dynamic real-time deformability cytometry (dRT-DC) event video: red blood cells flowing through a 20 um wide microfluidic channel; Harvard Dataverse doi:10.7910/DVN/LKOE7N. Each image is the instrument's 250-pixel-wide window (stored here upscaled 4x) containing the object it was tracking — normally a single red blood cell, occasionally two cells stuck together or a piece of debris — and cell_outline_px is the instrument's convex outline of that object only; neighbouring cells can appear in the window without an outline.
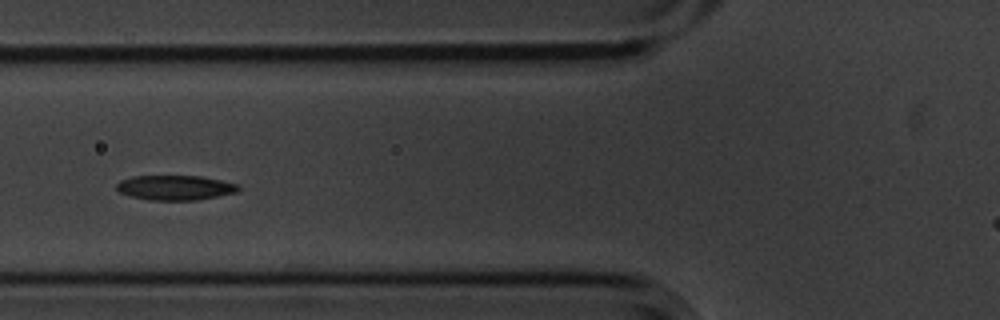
{"species": "common noctule bat (a hibernating species)", "species_latin": "Nyctalus noctula", "temperature_condition": "cold", "stored_images_in_passage": 10, "camera_frame_rate_fps": 3000, "um_per_image_px": 0.085, "animal": {"sex": "male", "body_mass_g": 20.1, "forearm_length_mm": 53.5}, "frame": {"image": 1, "passage_image": 6, "time_ms": 1.667, "image_size_px": [1000, 320], "cell_outline_px": [[240, 188], [236, 192], [196, 200], [148, 200], [132, 196], [120, 192], [116, 188], [116, 184], [120, 180], [132, 176], [200, 176], [240, 184]], "centroid_in_image_um": [14.88, 15.94], "position_along_channel_um": 110.9, "area_um2": 17.51}}
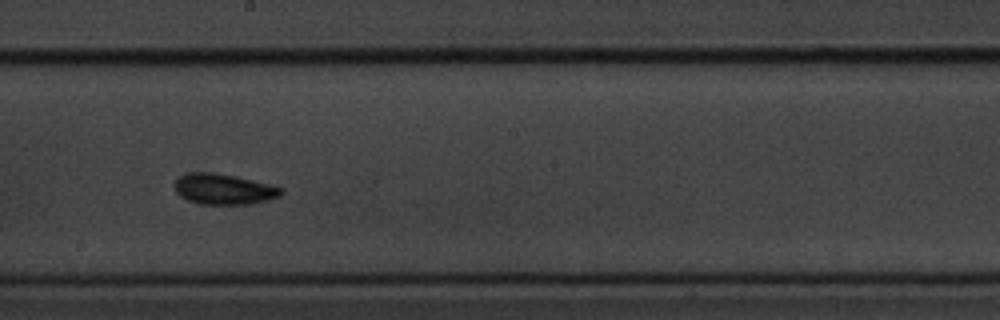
{"frame": {"image": 2, "passage_image": 9, "time_ms": 2.667, "image_size_px": [1000, 320], "cell_outline_px": [[284, 192], [280, 196], [268, 200], [252, 204], [200, 204], [188, 200], [180, 196], [176, 192], [176, 180], [180, 176], [192, 172], [212, 172], [236, 176], [284, 188]], "centroid_in_image_um": [19.05, 16.08], "position_along_channel_um": 229.1, "area_um2": 18.96}}
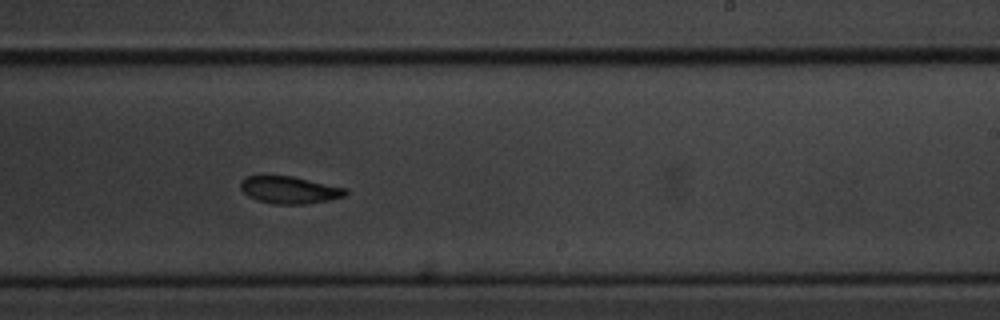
{"frame": {"image": 3, "passage_image": 10, "time_ms": 3.0, "image_size_px": [1000, 320], "cell_outline_px": [[348, 192], [344, 196], [328, 200], [304, 204], [272, 204], [256, 200], [248, 196], [240, 188], [240, 180], [248, 176], [292, 176], [348, 188]], "centroid_in_image_um": [24.6, 16.15], "position_along_channel_um": 264.4, "area_um2": 16.7}}